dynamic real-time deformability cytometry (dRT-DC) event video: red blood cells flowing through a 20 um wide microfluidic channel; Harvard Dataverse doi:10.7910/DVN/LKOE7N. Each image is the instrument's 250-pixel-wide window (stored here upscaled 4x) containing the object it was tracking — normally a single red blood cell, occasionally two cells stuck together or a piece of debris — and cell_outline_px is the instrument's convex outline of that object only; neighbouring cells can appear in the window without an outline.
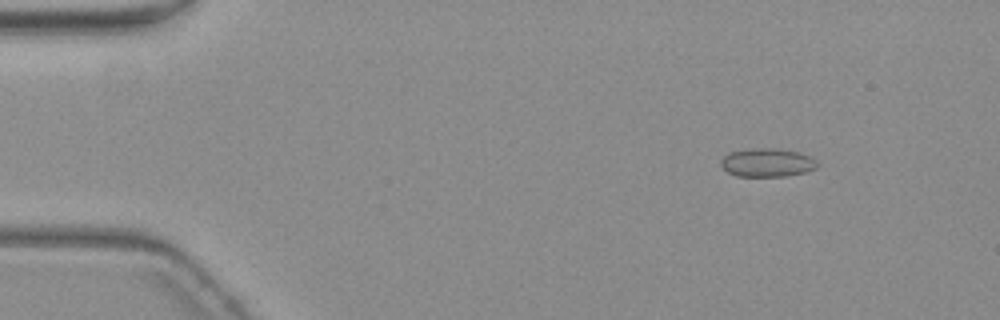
{"species": "common noctule bat (a hibernating species)", "species_latin": "Nyctalus noctula", "temperature_condition": "warm", "stored_images_in_passage": 5, "camera_frame_rate_fps": 3000, "um_per_image_px": 0.085, "animal": {"sex": "female", "body_mass_g": 19.3, "forearm_length_mm": 54.1}, "frame": {"image": 1, "passage_image": 2, "time_ms": 1.0, "image_size_px": [1000, 320], "cell_outline_px": [[820, 164], [816, 168], [804, 172], [784, 176], [736, 176], [728, 172], [720, 164], [720, 160], [728, 152], [756, 148], [776, 148], [800, 152], [816, 160]], "centroid_in_image_um": [65.21, 13.81], "position_along_channel_um": 19.8, "area_um2": 16.01}}